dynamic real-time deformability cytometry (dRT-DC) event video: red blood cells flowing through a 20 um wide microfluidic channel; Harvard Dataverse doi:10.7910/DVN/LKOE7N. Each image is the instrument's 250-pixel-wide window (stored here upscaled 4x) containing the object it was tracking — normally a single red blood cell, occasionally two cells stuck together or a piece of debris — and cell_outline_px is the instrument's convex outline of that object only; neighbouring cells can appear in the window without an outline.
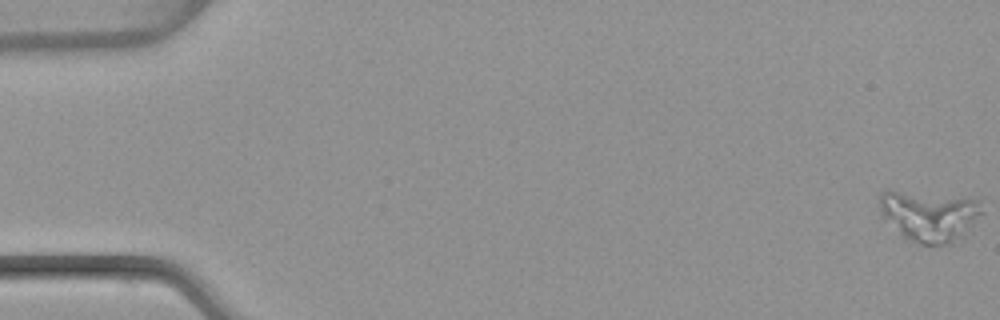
{"species": "common noctule bat (a hibernating species)", "species_latin": "Nyctalus noctula", "temperature_condition": "warm", "stored_images_in_passage": 52, "camera_frame_rate_fps": 3000, "um_per_image_px": 0.085, "animal": {"sex": "female", "body_mass_g": 22.7, "forearm_length_mm": 54.2}, "frame": {"image": 1, "passage_image": 1, "time_ms": 0.0, "image_size_px": [1000, 320], "cell_outline_px": [[984, 212], [964, 240], [952, 244], [920, 244], [904, 240], [880, 216], [880, 192], [896, 192], [980, 200]], "centroid_in_image_um": [79.04, 18.44], "position_along_channel_um": 6.0, "area_um2": 30.46}}
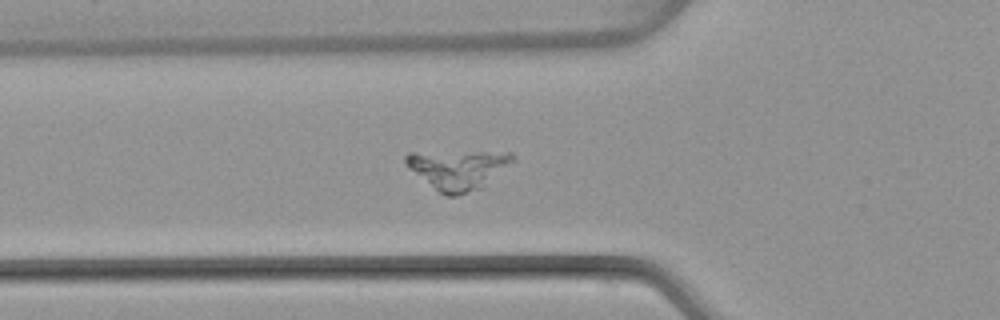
{"frame": {"image": 2, "passage_image": 19, "time_ms": 6.0, "image_size_px": [1000, 320], "cell_outline_px": [[516, 160], [484, 188], [456, 196], [448, 196], [440, 192], [408, 168], [404, 160], [404, 156], [408, 152], [512, 152], [516, 156]], "centroid_in_image_um": [38.99, 14.39], "position_along_channel_um": 86.8, "area_um2": 24.85}}
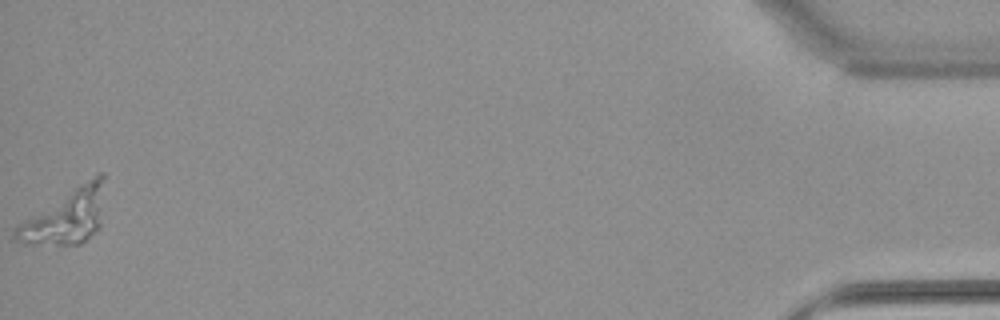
{"frame": {"image": 3, "passage_image": 52, "time_ms": 17.0, "image_size_px": [1000, 320], "cell_outline_px": [[104, 176], [100, 228], [80, 244], [20, 244], [12, 236], [12, 228], [96, 172], [104, 172]], "centroid_in_image_um": [5.6, 18.39], "position_along_channel_um": 429.6, "area_um2": 28.26}}